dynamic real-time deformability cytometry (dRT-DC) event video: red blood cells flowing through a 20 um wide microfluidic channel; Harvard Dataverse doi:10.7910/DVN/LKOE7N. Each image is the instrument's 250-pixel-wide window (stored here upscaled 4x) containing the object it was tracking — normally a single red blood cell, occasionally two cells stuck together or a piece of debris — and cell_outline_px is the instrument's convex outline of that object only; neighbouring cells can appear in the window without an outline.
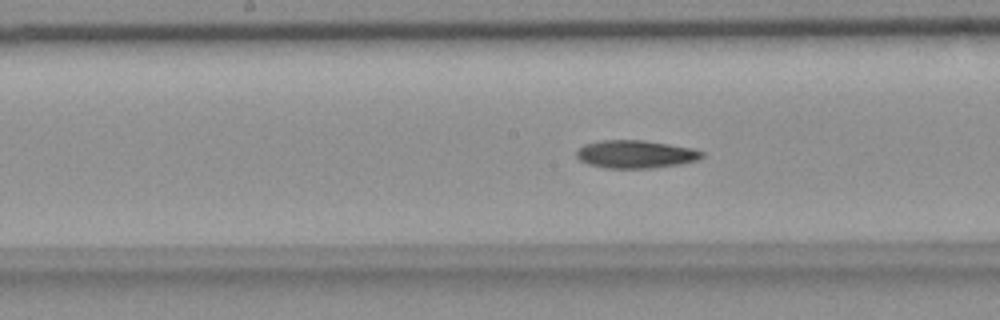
{"species": "common noctule bat (a hibernating species)", "species_latin": "Nyctalus noctula", "temperature_condition": "room temperature", "stored_images_in_passage": 56, "camera_frame_rate_fps": 3000, "um_per_image_px": 0.085, "animal": {"sex": "female", "body_mass_g": 18.4}, "frame": {"image": 1, "passage_image": 28, "time_ms": 9.0, "image_size_px": [1000, 320], "cell_outline_px": [[704, 156], [696, 160], [680, 164], [652, 168], [604, 168], [588, 164], [580, 160], [576, 156], [576, 148], [584, 144], [600, 140], [644, 140], [692, 148], [704, 152]], "centroid_in_image_um": [53.98, 13.1], "position_along_channel_um": 194.2, "area_um2": 20.52}}
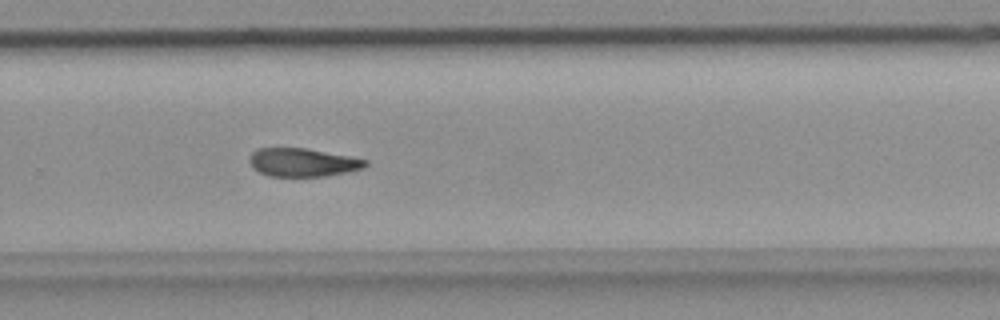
{"frame": {"image": 2, "passage_image": 37, "time_ms": 12.0, "image_size_px": [1000, 320], "cell_outline_px": [[368, 164], [364, 168], [348, 172], [324, 176], [268, 176], [252, 168], [248, 160], [252, 152], [260, 148], [304, 148], [352, 156], [368, 160]], "centroid_in_image_um": [25.75, 13.8], "position_along_channel_um": 304.1, "area_um2": 19.25}}
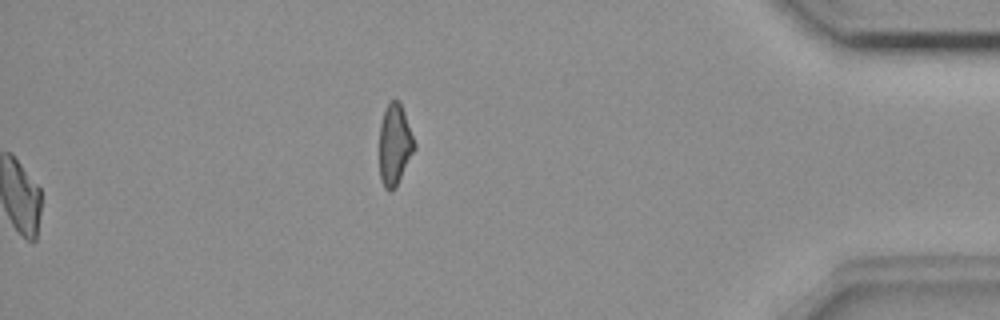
{"frame": {"image": 3, "passage_image": 56, "time_ms": 18.333, "image_size_px": [1000, 320], "cell_outline_px": [[416, 148], [396, 188], [392, 192], [388, 192], [384, 188], [380, 176], [380, 124], [384, 112], [388, 104], [392, 100], [400, 100], [416, 144]], "centroid_in_image_um": [33.56, 12.34], "position_along_channel_um": 401.6, "area_um2": 16.7}}